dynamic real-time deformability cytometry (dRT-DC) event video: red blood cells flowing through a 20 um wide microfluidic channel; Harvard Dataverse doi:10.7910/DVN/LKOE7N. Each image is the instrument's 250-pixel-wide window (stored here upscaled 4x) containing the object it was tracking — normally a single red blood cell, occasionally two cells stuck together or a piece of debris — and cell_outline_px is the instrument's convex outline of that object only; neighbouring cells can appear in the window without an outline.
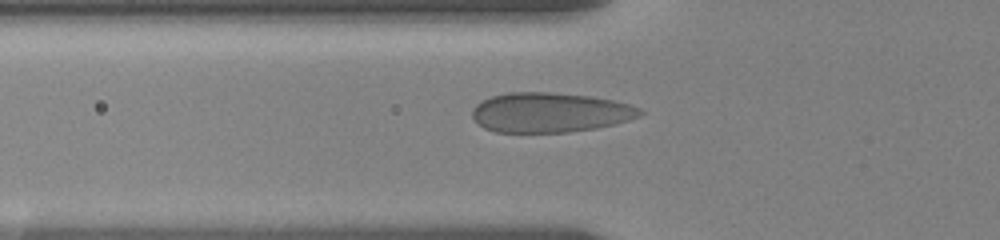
{"species": "human", "species_latin": "Homo sapiens", "temperature_condition": "room temperature", "stored_images_in_passage": 51, "camera_frame_rate_fps": 3000, "um_per_image_px": 0.085, "donor": {"sex": "female"}, "frame": {"image": 1, "passage_image": 6, "time_ms": 2.333, "image_size_px": [1000, 240], "cell_outline_px": [[644, 112], [640, 116], [628, 120], [596, 128], [568, 132], [496, 132], [484, 128], [472, 116], [472, 108], [476, 104], [492, 96], [508, 92], [552, 92], [588, 96], [612, 100], [628, 104], [640, 108]], "centroid_in_image_um": [46.74, 9.56], "position_along_channel_um": 79.1, "area_um2": 38.67}}
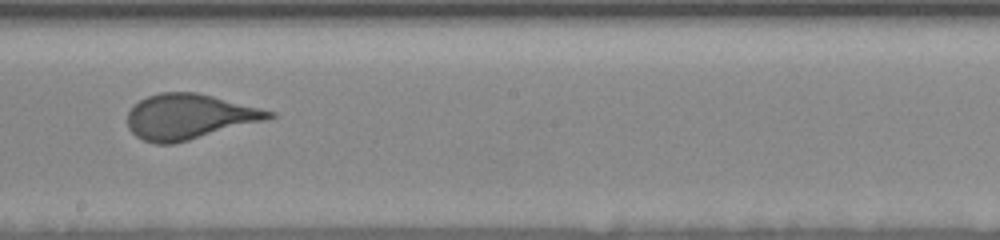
{"frame": {"image": 2, "passage_image": 23, "time_ms": 6.667, "image_size_px": [1000, 240], "cell_outline_px": [[276, 116], [268, 120], [172, 144], [156, 144], [144, 140], [136, 136], [128, 128], [128, 112], [140, 100], [148, 96], [160, 92], [196, 92], [276, 112]], "centroid_in_image_um": [16.09, 9.92], "position_along_channel_um": 232.1, "area_um2": 37.05}}
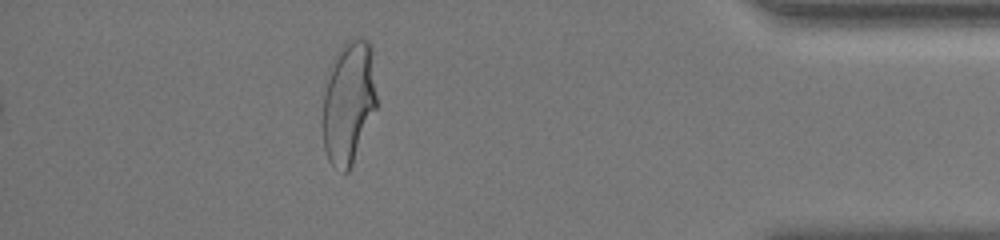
{"frame": {"image": 3, "passage_image": 45, "time_ms": 12.667, "image_size_px": [1000, 240], "cell_outline_px": [[376, 108], [352, 164], [348, 172], [344, 172], [332, 164], [328, 160], [324, 148], [324, 92], [328, 68], [336, 52], [348, 40], [368, 40], [372, 44], [376, 96]], "centroid_in_image_um": [29.64, 8.66], "position_along_channel_um": 405.6, "area_um2": 38.32}}